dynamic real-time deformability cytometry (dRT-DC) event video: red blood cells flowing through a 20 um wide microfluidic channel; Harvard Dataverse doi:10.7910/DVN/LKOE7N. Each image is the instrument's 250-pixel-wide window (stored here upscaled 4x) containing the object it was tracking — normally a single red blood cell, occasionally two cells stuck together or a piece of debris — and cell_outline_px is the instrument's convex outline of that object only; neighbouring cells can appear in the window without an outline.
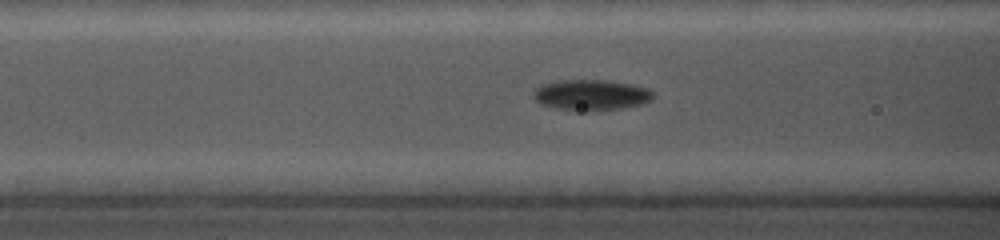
{"species": "common noctule bat (a hibernating species)", "species_latin": "Nyctalus noctula", "temperature_condition": "cold", "stored_images_in_passage": 15, "camera_frame_rate_fps": 5000, "um_per_image_px": 0.085, "animal": {"sex": "female", "body_mass_g": 19.0, "forearm_length_mm": 56.7}, "frame": {"image": 1, "passage_image": 12, "time_ms": 2.0, "image_size_px": [1000, 240], "cell_outline_px": [[652, 100], [640, 104], [624, 108], [556, 108], [540, 104], [532, 96], [532, 92], [540, 84], [556, 80], [608, 80], [632, 84], [648, 88], [652, 92]], "centroid_in_image_um": [50.21, 8.01], "position_along_channel_um": 116.4, "area_um2": 20.81}}